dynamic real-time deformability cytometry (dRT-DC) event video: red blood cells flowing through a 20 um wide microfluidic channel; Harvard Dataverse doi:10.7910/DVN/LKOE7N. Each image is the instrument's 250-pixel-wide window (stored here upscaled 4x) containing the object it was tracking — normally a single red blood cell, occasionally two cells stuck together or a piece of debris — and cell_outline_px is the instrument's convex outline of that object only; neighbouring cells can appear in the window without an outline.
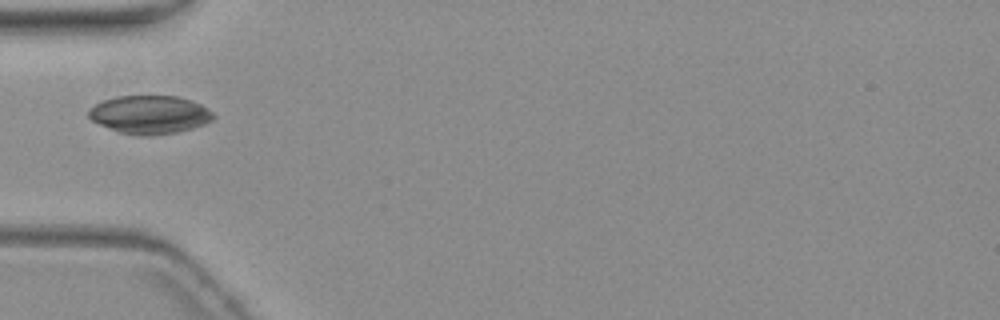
{"species": "common noctule bat (a hibernating species)", "species_latin": "Nyctalus noctula", "temperature_condition": "warm", "stored_images_in_passage": 5, "camera_frame_rate_fps": 3000, "um_per_image_px": 0.085, "animal": {"sex": "female", "body_mass_g": 19.3, "forearm_length_mm": 54.1}, "frame": {"image": 1, "passage_image": 5, "time_ms": 5.667, "image_size_px": [1000, 320], "cell_outline_px": [[216, 116], [212, 120], [204, 124], [192, 128], [176, 132], [148, 136], [140, 136], [120, 132], [100, 124], [92, 120], [88, 116], [88, 108], [104, 100], [116, 96], [176, 96], [192, 100], [200, 104], [212, 112]], "centroid_in_image_um": [12.73, 9.74], "position_along_channel_um": 72.3, "area_um2": 27.69}}